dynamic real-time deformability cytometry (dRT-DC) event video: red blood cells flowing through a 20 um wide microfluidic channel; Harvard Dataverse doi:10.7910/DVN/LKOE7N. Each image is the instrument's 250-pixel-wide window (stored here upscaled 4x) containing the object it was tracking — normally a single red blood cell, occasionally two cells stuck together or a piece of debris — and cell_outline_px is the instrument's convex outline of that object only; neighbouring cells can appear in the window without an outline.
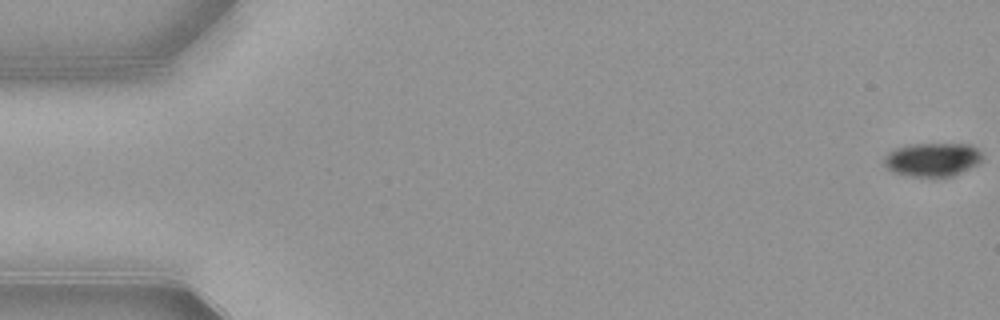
{"species": "common noctule bat (a hibernating species)", "species_latin": "Nyctalus noctula", "temperature_condition": "warm", "stored_images_in_passage": 54, "camera_frame_rate_fps": 3000, "um_per_image_px": 0.085, "animal": {"sex": "female", "body_mass_g": 21.9}, "frame": {"image": 1, "passage_image": 1, "time_ms": 0.0, "image_size_px": [1000, 320], "cell_outline_px": [[984, 160], [952, 176], [908, 176], [892, 172], [884, 164], [884, 156], [888, 152], [896, 148], [908, 144], [972, 144], [984, 156]], "centroid_in_image_um": [79.25, 13.55], "position_along_channel_um": 5.8, "area_um2": 19.25}}
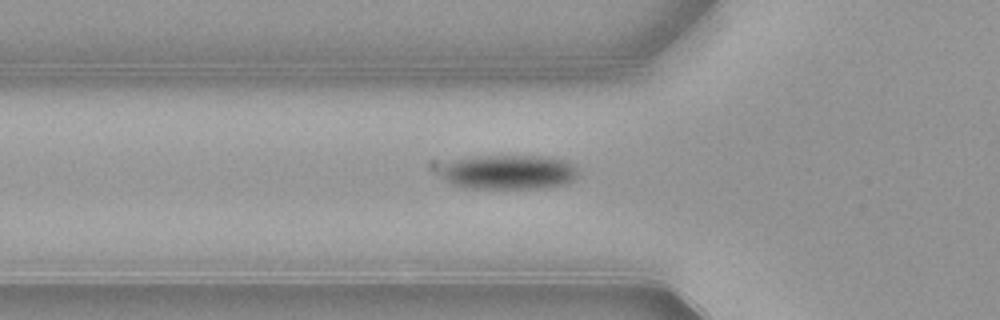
{"frame": {"image": 2, "passage_image": 19, "time_ms": 6.0, "image_size_px": [1000, 320], "cell_outline_px": [[580, 176], [564, 184], [544, 188], [468, 188], [456, 184], [440, 176], [444, 168], [452, 160], [476, 156], [544, 156], [568, 160], [580, 172]], "centroid_in_image_um": [43.35, 14.62], "position_along_channel_um": 82.5, "area_um2": 27.57}}
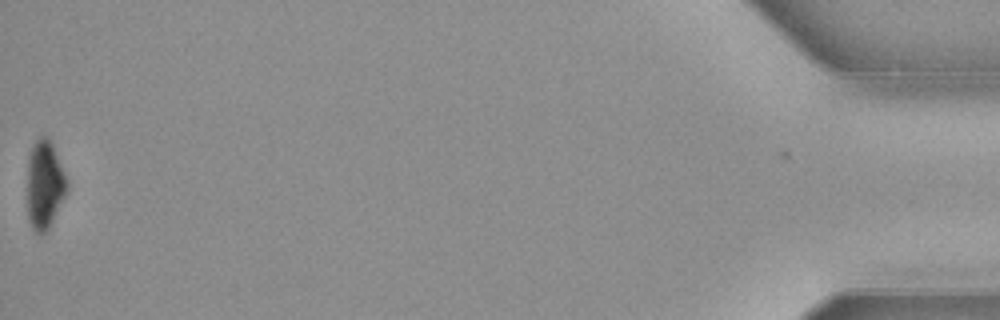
{"frame": {"image": 3, "passage_image": 54, "time_ms": 17.667, "image_size_px": [1000, 320], "cell_outline_px": [[68, 192], [48, 232], [40, 236], [32, 228], [28, 220], [28, 156], [36, 140], [40, 136], [48, 136], [52, 144], [64, 172], [68, 184]], "centroid_in_image_um": [3.81, 15.77], "position_along_channel_um": 431.4, "area_um2": 20.75}, "authors_computed_cell_mechanics": {"area_um2": 23.9581, "velocity_mm_per_s": 3.8987, "shape_relaxation_time_tau1_ms": 1.9004, "shape_relaxation_time_tau2_ms": null, "deformation_change_tau1": 0.0985, "deformation_change_tau2": null}}